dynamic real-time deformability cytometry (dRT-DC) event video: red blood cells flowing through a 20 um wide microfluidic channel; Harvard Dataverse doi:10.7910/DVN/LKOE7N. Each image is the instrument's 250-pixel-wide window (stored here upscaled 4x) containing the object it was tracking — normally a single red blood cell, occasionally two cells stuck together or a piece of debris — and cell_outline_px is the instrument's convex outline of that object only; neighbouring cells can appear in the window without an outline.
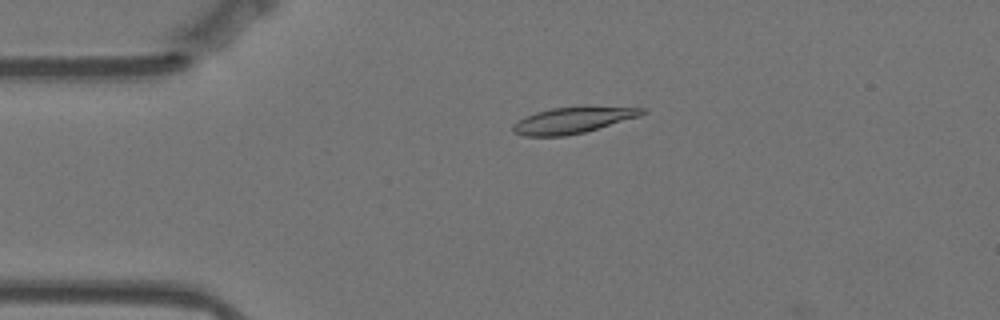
{"species": "Egyptian fruit bat (a non-hibernating species)", "species_latin": "Rousettus aegyptiacus", "temperature_condition": "warm", "stored_images_in_passage": 17, "camera_frame_rate_fps": 3000, "um_per_image_px": 0.085, "animal": {"sex": "female"}, "frame": {"image": 1, "passage_image": 12, "time_ms": 3.667, "image_size_px": [1000, 320], "cell_outline_px": [[648, 112], [640, 116], [584, 132], [564, 136], [524, 136], [512, 132], [512, 124], [516, 120], [524, 116], [536, 112], [552, 108], [580, 104], [588, 104], [648, 108]], "centroid_in_image_um": [48.74, 10.16], "position_along_channel_um": 36.3, "area_um2": 20.69}}